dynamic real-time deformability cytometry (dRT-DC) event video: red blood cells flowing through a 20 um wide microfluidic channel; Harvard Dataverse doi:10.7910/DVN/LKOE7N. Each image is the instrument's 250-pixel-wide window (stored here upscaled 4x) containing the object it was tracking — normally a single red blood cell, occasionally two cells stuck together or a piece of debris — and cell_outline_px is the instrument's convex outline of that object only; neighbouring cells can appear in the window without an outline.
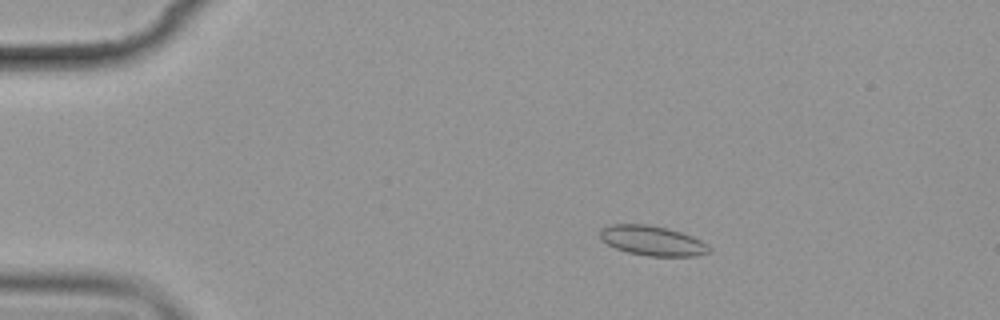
{"species": "common noctule bat (a hibernating species)", "species_latin": "Nyctalus noctula", "temperature_condition": "cold", "stored_images_in_passage": 6, "camera_frame_rate_fps": 3000, "um_per_image_px": 0.085, "animal": {"sex": "female", "body_mass_g": 19.9}, "frame": {"image": 1, "passage_image": 4, "time_ms": 3.333, "image_size_px": [1000, 320], "cell_outline_px": [[712, 252], [696, 256], [648, 256], [628, 252], [616, 248], [608, 244], [600, 236], [600, 228], [612, 224], [648, 224], [668, 228], [692, 236], [708, 244], [712, 248]], "centroid_in_image_um": [55.5, 20.46], "position_along_channel_um": 29.5, "area_um2": 19.02}}